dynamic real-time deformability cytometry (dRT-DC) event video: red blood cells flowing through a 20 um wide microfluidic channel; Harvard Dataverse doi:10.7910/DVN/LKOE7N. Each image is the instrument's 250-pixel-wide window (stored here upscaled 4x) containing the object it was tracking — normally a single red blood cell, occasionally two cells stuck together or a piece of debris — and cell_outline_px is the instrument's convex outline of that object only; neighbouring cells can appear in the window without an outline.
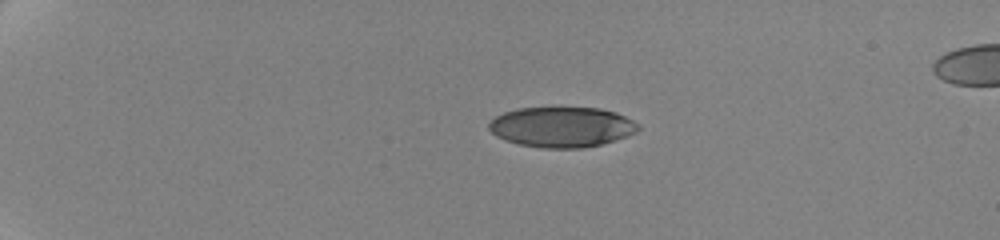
{"species": "human", "species_latin": "Homo sapiens", "temperature_condition": "cold", "stored_images_in_passage": 57, "camera_frame_rate_fps": 3000, "um_per_image_px": 0.085, "donor": {"sex": "female"}, "frame": {"image": 1, "passage_image": 1, "time_ms": 0.0, "image_size_px": [1000, 240], "cell_outline_px": [[640, 128], [636, 132], [600, 144], [580, 148], [544, 148], [520, 144], [504, 140], [496, 136], [488, 128], [488, 124], [496, 116], [504, 112], [516, 108], [600, 108], [616, 112], [640, 124]], "centroid_in_image_um": [47.73, 10.79], "position_along_channel_um": 37.3, "area_um2": 34.8}}
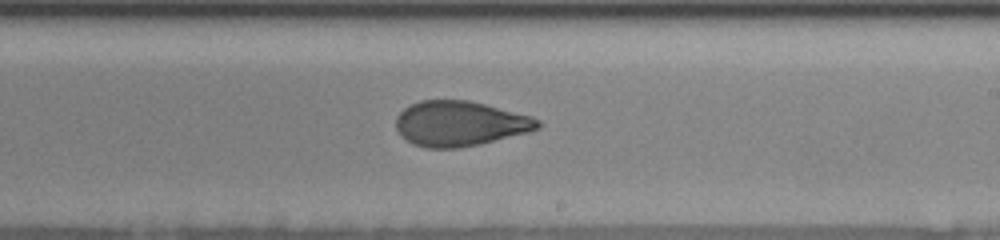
{"frame": {"image": 2, "passage_image": 25, "time_ms": 8.333, "image_size_px": [1000, 240], "cell_outline_px": [[540, 128], [528, 132], [480, 144], [460, 148], [428, 148], [412, 144], [400, 136], [396, 128], [396, 116], [404, 108], [420, 100], [468, 100], [532, 116], [540, 120]], "centroid_in_image_um": [39.07, 10.51], "position_along_channel_um": 249.9, "area_um2": 37.34}}
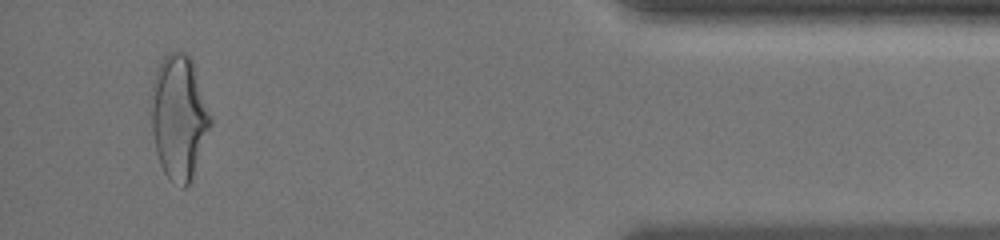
{"frame": {"image": 3, "passage_image": 53, "time_ms": 14.333, "image_size_px": [1000, 240], "cell_outline_px": [[212, 124], [192, 176], [188, 184], [184, 188], [180, 188], [164, 172], [160, 164], [156, 152], [152, 132], [148, 104], [148, 96], [156, 68], [164, 56], [168, 52], [184, 52], [192, 56], [212, 120]], "centroid_in_image_um": [15.17, 9.89], "position_along_channel_um": 420.0, "area_um2": 43.7}, "authors_computed_cell_mechanics": {"area_um2": 38.0324, "velocity_mm_per_s": 3.5232, "shape_relaxation_time_tau1_ms": 5.7519, "shape_relaxation_time_tau2_ms": 1.4322, "deformation_change_tau1": 0.1761, "deformation_change_tau2": 0.0779}}